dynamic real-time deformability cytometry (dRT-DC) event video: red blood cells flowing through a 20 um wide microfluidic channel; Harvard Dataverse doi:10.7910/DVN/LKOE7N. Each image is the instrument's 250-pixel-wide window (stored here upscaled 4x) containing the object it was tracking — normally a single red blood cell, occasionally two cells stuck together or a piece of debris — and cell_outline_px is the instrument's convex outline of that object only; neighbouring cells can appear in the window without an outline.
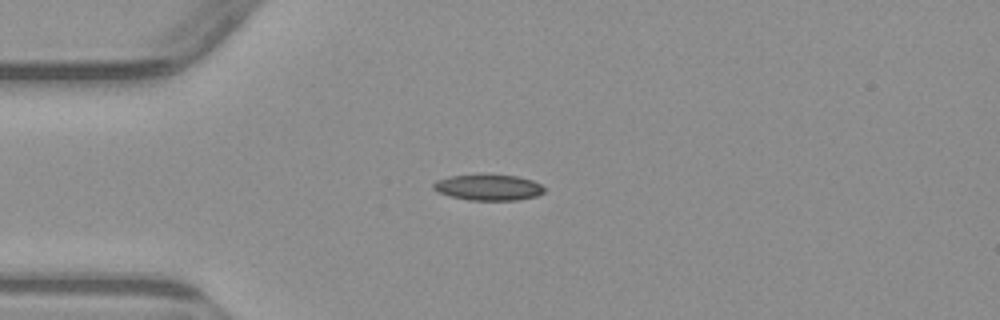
{"species": "common noctule bat (a hibernating species)", "species_latin": "Nyctalus noctula", "temperature_condition": "warm", "stored_images_in_passage": 2, "camera_frame_rate_fps": 3000, "um_per_image_px": 0.085, "animal": {"sex": "male", "body_mass_g": 23.1, "forearm_length_mm": 52.7}, "frame": {"image": 1, "passage_image": 1, "time_ms": 0.0, "image_size_px": [1000, 320], "cell_outline_px": [[544, 192], [536, 196], [516, 200], [468, 200], [452, 196], [440, 192], [432, 188], [432, 184], [436, 180], [448, 176], [480, 172], [484, 172], [516, 176], [532, 180], [540, 184], [544, 188]], "centroid_in_image_um": [41.48, 15.88], "position_along_channel_um": 43.5, "area_um2": 17.28}}
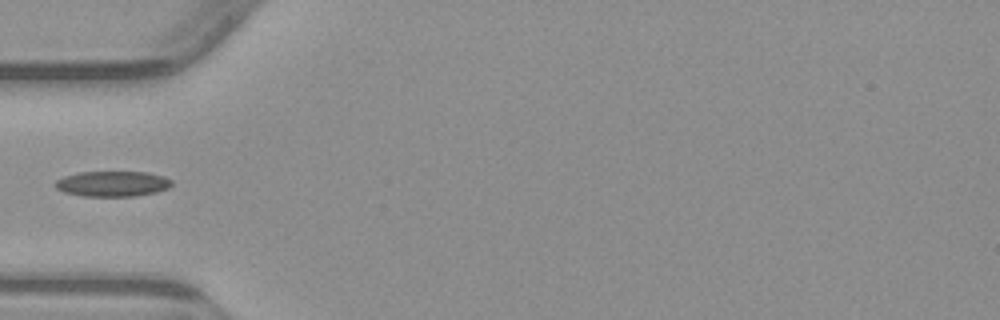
{"frame": {"image": 2, "passage_image": 2, "time_ms": 1.333, "image_size_px": [1000, 320], "cell_outline_px": [[172, 184], [168, 188], [156, 192], [132, 196], [84, 196], [64, 192], [56, 188], [56, 180], [64, 176], [80, 172], [148, 172], [164, 176], [172, 180]], "centroid_in_image_um": [9.58, 15.61], "position_along_channel_um": 75.4, "area_um2": 17.17}}